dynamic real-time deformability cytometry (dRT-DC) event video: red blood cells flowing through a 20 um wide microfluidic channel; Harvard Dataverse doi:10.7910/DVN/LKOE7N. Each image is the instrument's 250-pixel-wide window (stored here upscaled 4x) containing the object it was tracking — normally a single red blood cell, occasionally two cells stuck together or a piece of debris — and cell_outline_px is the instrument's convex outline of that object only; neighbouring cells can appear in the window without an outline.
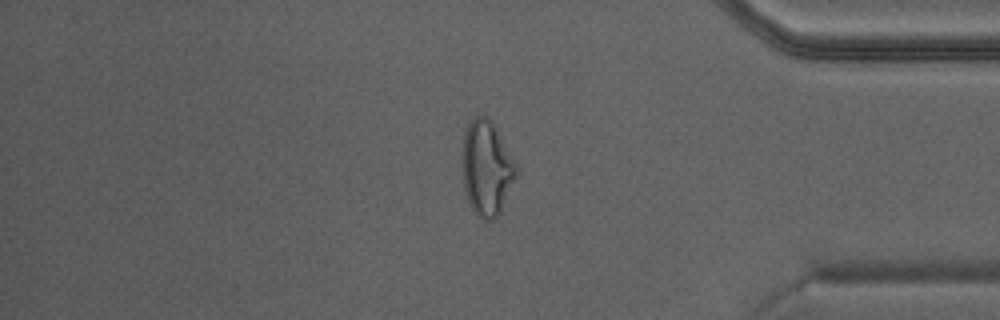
{"species": "Egyptian fruit bat (a non-hibernating species)", "species_latin": "Rousettus aegyptiacus", "temperature_condition": "warm", "stored_images_in_passage": 40, "camera_frame_rate_fps": 3000, "um_per_image_px": 0.085, "animal": {"sex": "male"}, "frame": {"image": 1, "passage_image": 34, "time_ms": 11.0, "image_size_px": [1000, 320], "cell_outline_px": [[520, 172], [496, 220], [488, 220], [476, 216], [472, 212], [468, 200], [464, 184], [460, 164], [460, 160], [464, 132], [468, 124], [476, 116], [484, 112], [492, 120], [516, 160], [520, 168]], "centroid_in_image_um": [41.39, 14.26], "position_along_channel_um": 393.8, "area_um2": 31.15}}